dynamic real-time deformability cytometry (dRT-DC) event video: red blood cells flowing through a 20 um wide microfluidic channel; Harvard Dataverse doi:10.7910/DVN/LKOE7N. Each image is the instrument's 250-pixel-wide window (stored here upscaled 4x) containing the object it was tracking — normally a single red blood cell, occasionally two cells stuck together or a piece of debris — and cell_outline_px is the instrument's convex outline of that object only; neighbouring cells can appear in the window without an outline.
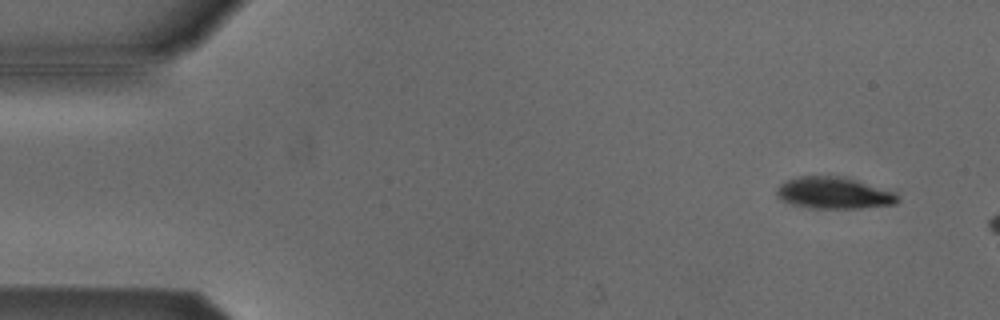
{"species": "Egyptian fruit bat (a non-hibernating species)", "species_latin": "Rousettus aegyptiacus", "temperature_condition": "cold", "stored_images_in_passage": 10, "camera_frame_rate_fps": 3000, "um_per_image_px": 0.085, "animal": {"sex": "male"}, "frame": {"image": 1, "passage_image": 4, "time_ms": 1.0, "image_size_px": [1000, 320], "cell_outline_px": [[900, 200], [896, 204], [860, 208], [812, 208], [792, 204], [780, 200], [776, 196], [776, 188], [780, 184], [788, 180], [800, 176], [844, 176], [896, 192], [900, 196]], "centroid_in_image_um": [70.9, 16.4], "position_along_channel_um": 14.1, "area_um2": 22.54}}